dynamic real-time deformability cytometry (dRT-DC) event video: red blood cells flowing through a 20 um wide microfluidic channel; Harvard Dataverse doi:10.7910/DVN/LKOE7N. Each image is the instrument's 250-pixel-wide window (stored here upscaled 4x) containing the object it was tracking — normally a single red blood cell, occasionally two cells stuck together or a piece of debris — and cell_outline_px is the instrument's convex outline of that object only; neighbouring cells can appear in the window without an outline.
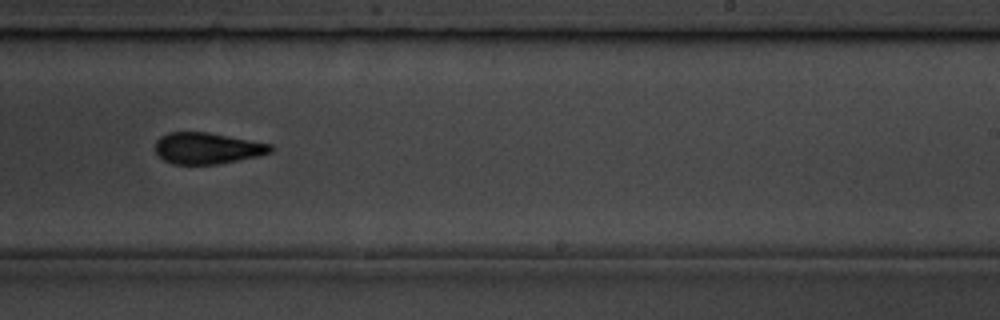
{"species": "common noctule bat (a hibernating species)", "species_latin": "Nyctalus noctula", "temperature_condition": "room temperature", "stored_images_in_passage": 15, "camera_frame_rate_fps": 3000, "um_per_image_px": 0.085, "animal": {"sex": "male", "body_mass_g": 19.5, "forearm_length_mm": 54.6}, "frame": {"image": 1, "passage_image": 9, "time_ms": 9.0, "image_size_px": [1000, 320], "cell_outline_px": [[276, 148], [272, 152], [256, 156], [216, 164], [172, 164], [164, 160], [156, 152], [156, 140], [160, 136], [168, 132], [208, 132], [272, 144]], "centroid_in_image_um": [17.62, 12.59], "position_along_channel_um": 271.4, "area_um2": 20.98}, "authors_computed_cell_mechanics": {"area_um2": 20.9814, "velocity_mm_per_s": 3.7548, "shape_relaxation_time_tau1_ms": 3.1263, "shape_relaxation_time_tau2_ms": 5.0915, "deformation_change_tau1": 0.1038, "deformation_change_tau2": 0.1162}}